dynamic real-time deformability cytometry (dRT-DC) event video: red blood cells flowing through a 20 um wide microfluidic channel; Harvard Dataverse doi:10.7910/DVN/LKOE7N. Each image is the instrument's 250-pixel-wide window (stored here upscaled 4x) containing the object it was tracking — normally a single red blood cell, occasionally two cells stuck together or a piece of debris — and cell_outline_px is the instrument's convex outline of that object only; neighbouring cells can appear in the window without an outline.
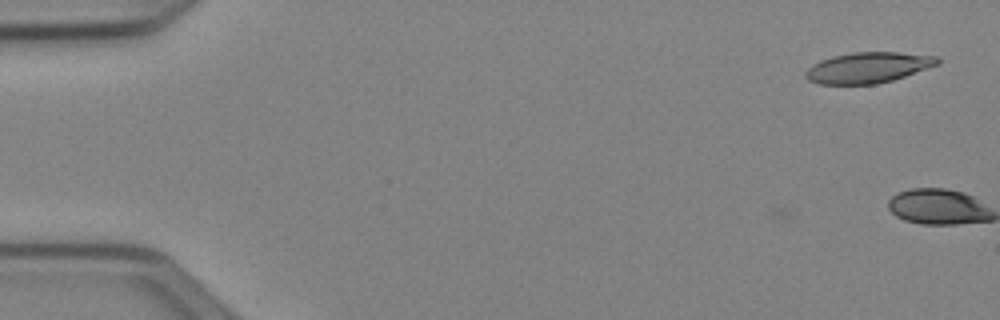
{"species": "Egyptian fruit bat (a non-hibernating species)", "species_latin": "Rousettus aegyptiacus", "temperature_condition": "cold", "stored_images_in_passage": 2, "camera_frame_rate_fps": 3000, "um_per_image_px": 0.085, "animal": {"sex": "female"}, "frame": {"image": 1, "passage_image": 1, "time_ms": 0.0, "image_size_px": [1000, 320], "cell_outline_px": [[940, 64], [892, 80], [876, 84], [820, 84], [808, 80], [804, 76], [804, 72], [812, 64], [820, 60], [832, 56], [852, 52], [900, 52], [936, 56], [940, 60]], "centroid_in_image_um": [73.76, 5.74], "position_along_channel_um": 11.2, "area_um2": 23.7}}